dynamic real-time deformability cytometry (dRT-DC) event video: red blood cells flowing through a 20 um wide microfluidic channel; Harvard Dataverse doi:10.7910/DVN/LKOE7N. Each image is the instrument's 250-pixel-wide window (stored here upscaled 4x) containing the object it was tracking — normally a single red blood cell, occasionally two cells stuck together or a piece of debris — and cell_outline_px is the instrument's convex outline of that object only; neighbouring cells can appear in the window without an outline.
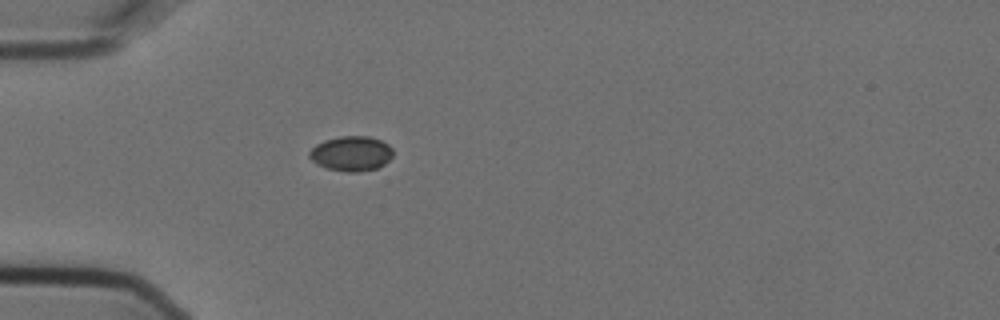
{"species": "Egyptian fruit bat (a non-hibernating species)", "species_latin": "Rousettus aegyptiacus", "temperature_condition": "cold", "stored_images_in_passage": 1, "camera_frame_rate_fps": 3000, "um_per_image_px": 0.085, "animal": {"sex": "female"}, "frame": {"image": 1, "passage_image": 1, "time_ms": 0.0, "image_size_px": [1000, 320], "cell_outline_px": [[392, 156], [384, 164], [376, 168], [356, 172], [348, 172], [328, 168], [316, 164], [308, 156], [308, 152], [316, 144], [324, 140], [340, 136], [368, 136], [380, 140], [388, 144], [392, 148]], "centroid_in_image_um": [29.84, 13.04], "position_along_channel_um": 55.2, "area_um2": 16.94}}